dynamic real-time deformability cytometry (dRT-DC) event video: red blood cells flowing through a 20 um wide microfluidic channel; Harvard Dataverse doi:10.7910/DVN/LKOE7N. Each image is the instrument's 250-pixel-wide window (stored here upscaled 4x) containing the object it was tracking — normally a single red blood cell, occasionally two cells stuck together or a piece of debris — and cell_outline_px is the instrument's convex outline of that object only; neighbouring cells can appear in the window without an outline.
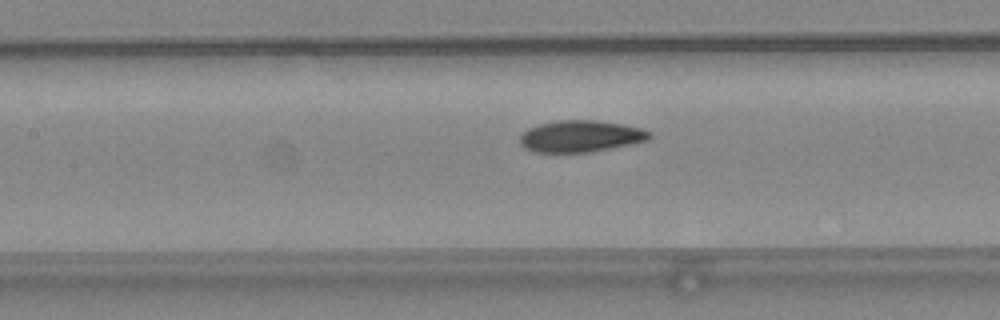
{"species": "common noctule bat (a hibernating species)", "species_latin": "Nyctalus noctula", "temperature_condition": "warm", "stored_images_in_passage": 30, "camera_frame_rate_fps": 3000, "um_per_image_px": 0.085, "animal": {"sex": "female", "body_mass_g": 24.6, "forearm_length_mm": 56.2}, "frame": {"image": 1, "passage_image": 8, "time_ms": 2.333, "image_size_px": [1000, 320], "cell_outline_px": [[652, 136], [648, 140], [632, 144], [592, 152], [536, 152], [524, 148], [520, 144], [520, 136], [528, 128], [540, 124], [560, 120], [596, 120], [624, 124], [640, 128], [652, 132]], "centroid_in_image_um": [49.38, 11.58], "position_along_channel_um": 158.0, "area_um2": 23.99}}
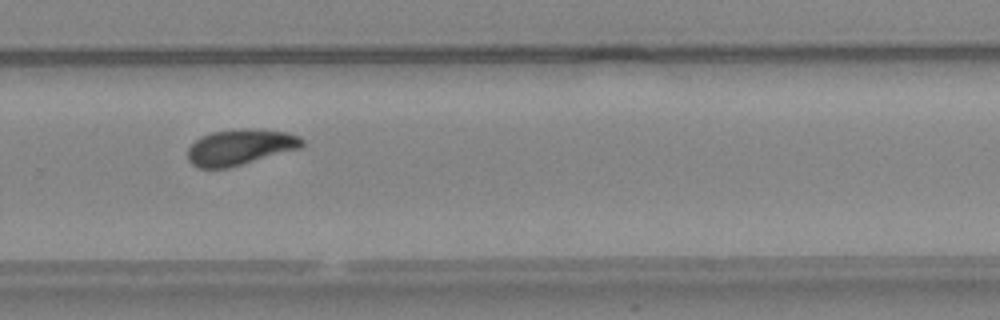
{"frame": {"image": 2, "passage_image": 19, "time_ms": 6.0, "image_size_px": [1000, 320], "cell_outline_px": [[304, 144], [300, 148], [228, 168], [200, 168], [192, 164], [188, 160], [188, 148], [200, 136], [212, 132], [244, 128], [252, 128], [288, 132], [304, 140]], "centroid_in_image_um": [20.4, 12.5], "position_along_channel_um": 309.4, "area_um2": 23.76}}
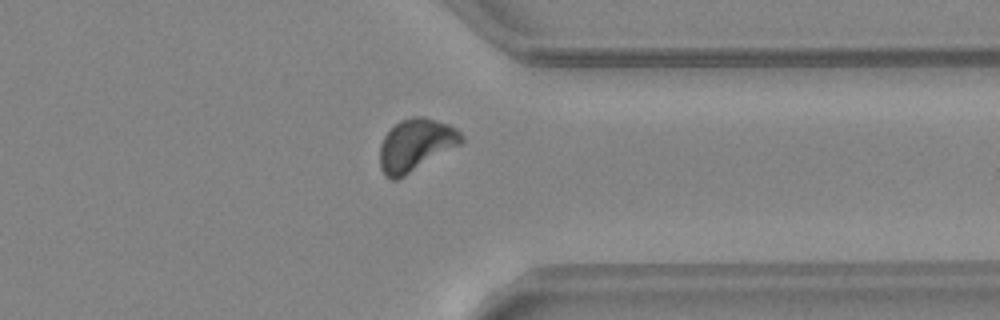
{"frame": {"image": 3, "passage_image": 24, "time_ms": 7.667, "image_size_px": [1000, 320], "cell_outline_px": [[464, 140], [460, 144], [404, 176], [396, 180], [388, 180], [384, 176], [380, 168], [380, 144], [384, 136], [400, 120], [412, 116], [424, 116], [448, 124], [456, 128], [464, 136]], "centroid_in_image_um": [35.32, 12.32], "position_along_channel_um": 376.1, "area_um2": 24.8}, "authors_computed_cell_mechanics": {"area_um2": 23.8425, "velocity_mm_per_s": 4.1597, "shape_relaxation_time_tau1_ms": 5.234, "shape_relaxation_time_tau2_ms": 2.196, "deformation_change_tau1": 0.177, "deformation_change_tau2": 0.058}}